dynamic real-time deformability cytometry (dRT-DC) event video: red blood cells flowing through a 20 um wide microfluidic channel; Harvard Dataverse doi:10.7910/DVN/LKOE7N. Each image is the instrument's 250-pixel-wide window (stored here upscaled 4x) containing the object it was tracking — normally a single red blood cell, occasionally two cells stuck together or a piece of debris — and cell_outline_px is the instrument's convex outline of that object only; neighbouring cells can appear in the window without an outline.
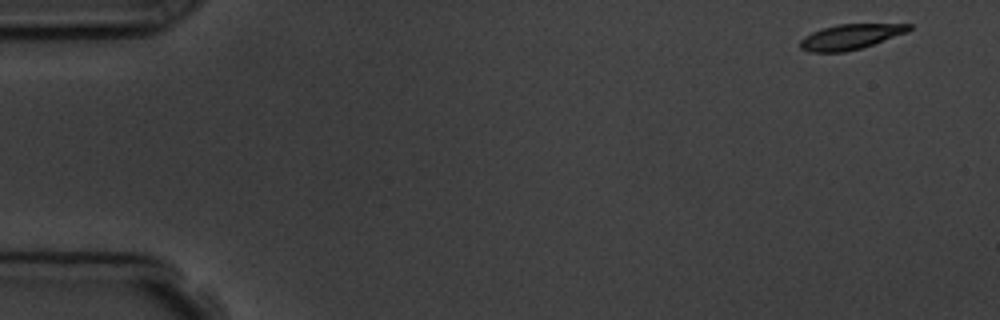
{"species": "common noctule bat (a hibernating species)", "species_latin": "Nyctalus noctula", "temperature_condition": "room temperature", "stored_images_in_passage": 5, "camera_frame_rate_fps": 3000, "um_per_image_px": 0.085, "animal": {"sex": "male", "body_mass_g": 19.5, "forearm_length_mm": 54.6}, "frame": {"image": 1, "passage_image": 1, "time_ms": 0.0, "image_size_px": [1000, 320], "cell_outline_px": [[912, 28], [908, 32], [860, 48], [844, 52], [812, 52], [800, 48], [800, 40], [804, 36], [812, 32], [836, 24], [912, 24]], "centroid_in_image_um": [72.28, 3.12], "position_along_channel_um": 12.7, "area_um2": 15.78}}
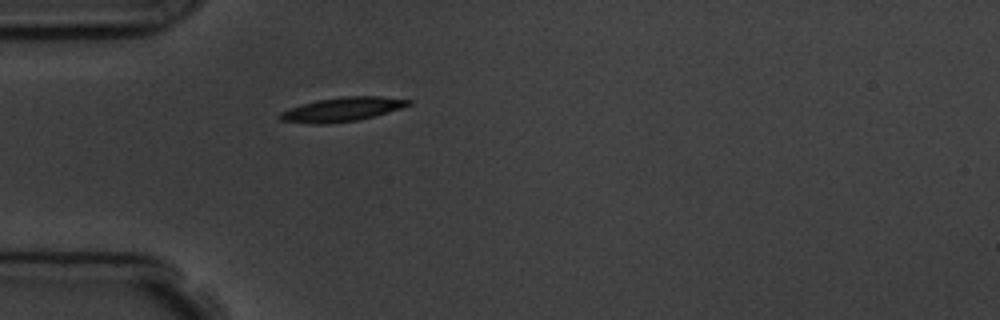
{"frame": {"image": 2, "passage_image": 5, "time_ms": 4.333, "image_size_px": [1000, 320], "cell_outline_px": [[412, 104], [376, 116], [356, 120], [328, 124], [312, 124], [280, 120], [276, 116], [280, 112], [316, 100], [344, 96], [380, 96], [412, 100]], "centroid_in_image_um": [29.09, 9.3], "position_along_channel_um": 55.9, "area_um2": 17.98}}